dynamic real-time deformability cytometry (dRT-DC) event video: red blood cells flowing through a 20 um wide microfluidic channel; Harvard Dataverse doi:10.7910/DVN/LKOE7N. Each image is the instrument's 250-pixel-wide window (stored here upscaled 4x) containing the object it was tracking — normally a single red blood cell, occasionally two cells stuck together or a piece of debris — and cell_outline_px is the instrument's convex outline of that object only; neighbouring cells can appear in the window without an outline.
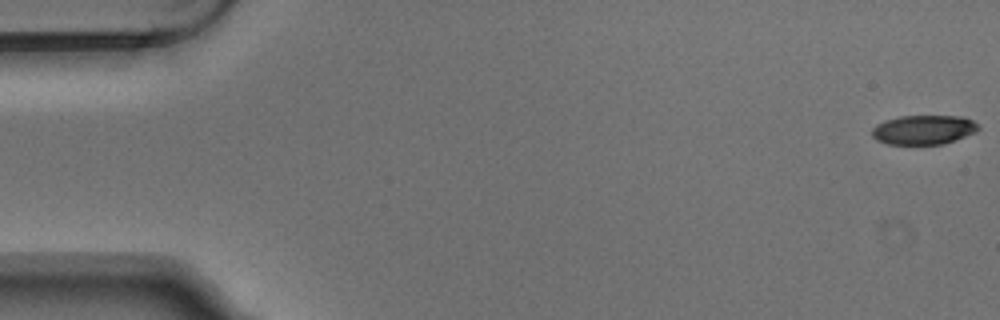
{"species": "Egyptian fruit bat (a non-hibernating species)", "species_latin": "Rousettus aegyptiacus", "temperature_condition": "warm", "stored_images_in_passage": 8, "camera_frame_rate_fps": 3000, "um_per_image_px": 0.085, "animal": {"sex": "male"}, "frame": {"image": 1, "passage_image": 1, "time_ms": 0.0, "image_size_px": [1000, 320], "cell_outline_px": [[980, 128], [976, 132], [956, 140], [944, 144], [888, 144], [876, 140], [872, 136], [872, 128], [876, 124], [884, 120], [900, 116], [964, 116], [972, 120]], "centroid_in_image_um": [78.5, 11.03], "position_along_channel_um": 6.5, "area_um2": 18.32}}
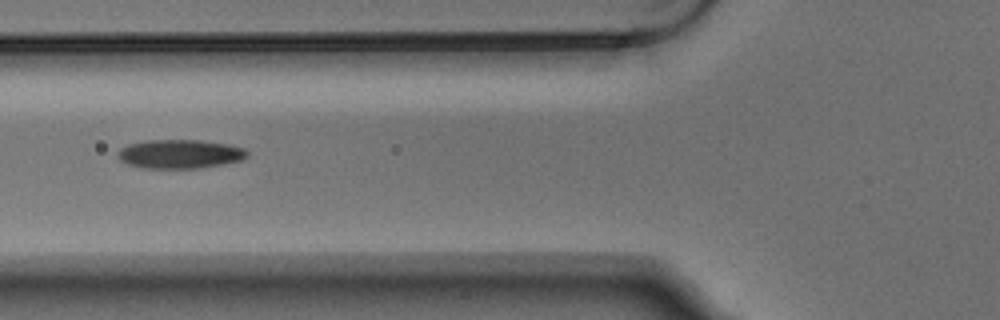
{"frame": {"image": 2, "passage_image": 6, "time_ms": 1.667, "image_size_px": [1000, 320], "cell_outline_px": [[248, 156], [244, 160], [224, 164], [200, 168], [144, 168], [128, 164], [120, 160], [116, 152], [120, 148], [128, 144], [144, 140], [200, 140], [228, 144], [244, 148], [248, 152]], "centroid_in_image_um": [15.3, 13.09], "position_along_channel_um": 110.5, "area_um2": 22.02}}
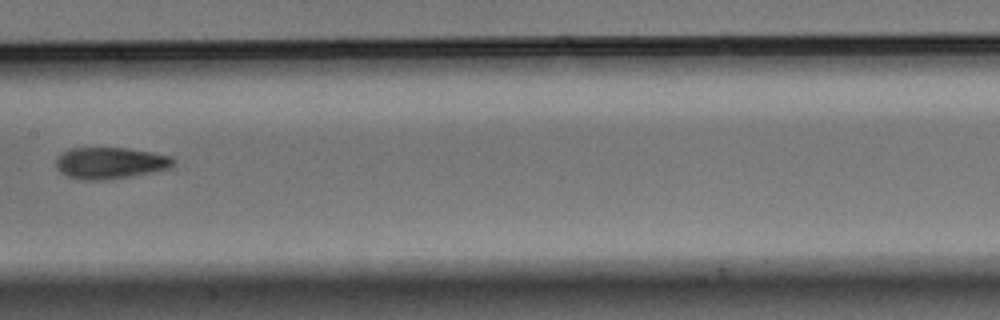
{"frame": {"image": 3, "passage_image": 8, "time_ms": 2.333, "image_size_px": [1000, 320], "cell_outline_px": [[176, 160], [168, 168], [128, 176], [104, 180], [80, 180], [68, 176], [60, 172], [56, 168], [56, 156], [60, 152], [68, 148], [128, 148], [152, 152], [172, 156]], "centroid_in_image_um": [9.29, 13.84], "position_along_channel_um": 198.1, "area_um2": 21.56}}